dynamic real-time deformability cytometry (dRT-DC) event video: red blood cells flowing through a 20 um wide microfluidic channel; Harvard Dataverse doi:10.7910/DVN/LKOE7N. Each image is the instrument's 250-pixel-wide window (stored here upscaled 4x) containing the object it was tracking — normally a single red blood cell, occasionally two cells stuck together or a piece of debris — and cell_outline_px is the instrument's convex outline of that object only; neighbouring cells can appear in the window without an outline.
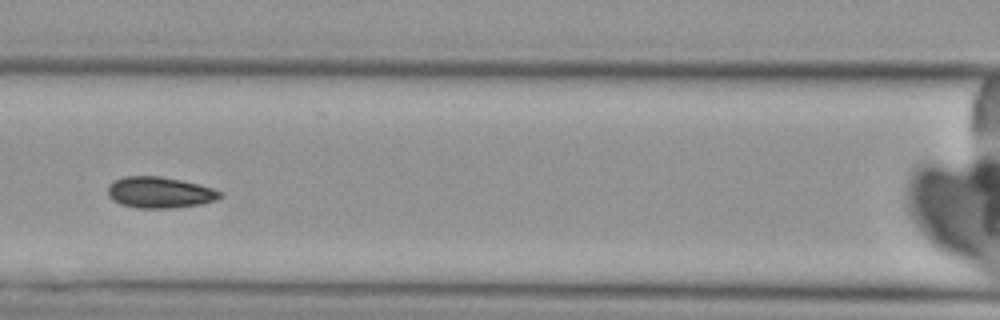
{"species": "Egyptian fruit bat (a non-hibernating species)", "species_latin": "Rousettus aegyptiacus", "temperature_condition": "cold", "stored_images_in_passage": 5, "camera_frame_rate_fps": 3000, "um_per_image_px": 0.085, "animal": {"sex": "female"}, "frame": {"image": 1, "passage_image": 3, "time_ms": 2.333, "image_size_px": [1000, 320], "cell_outline_px": [[224, 196], [216, 200], [200, 204], [172, 208], [136, 208], [120, 204], [112, 200], [108, 196], [108, 184], [112, 180], [124, 176], [160, 176], [200, 184], [224, 192]], "centroid_in_image_um": [13.57, 16.35], "position_along_channel_um": 153.0, "area_um2": 20.69}}
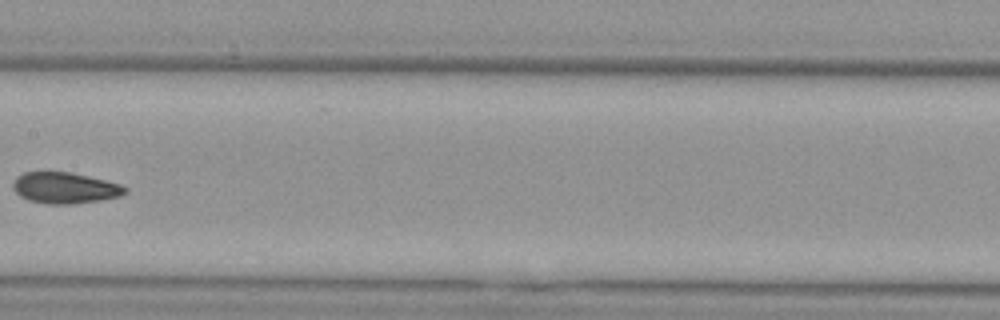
{"frame": {"image": 2, "passage_image": 4, "time_ms": 3.667, "image_size_px": [1000, 320], "cell_outline_px": [[128, 192], [120, 196], [100, 200], [72, 204], [48, 204], [28, 200], [20, 196], [12, 188], [12, 184], [16, 176], [24, 172], [44, 168], [72, 172], [120, 184], [128, 188]], "centroid_in_image_um": [5.45, 15.92], "position_along_channel_um": 201.9, "area_um2": 21.1}}
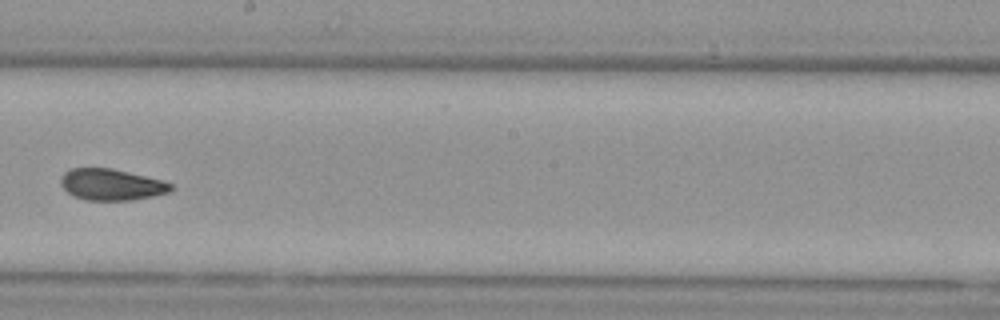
{"frame": {"image": 3, "passage_image": 5, "time_ms": 4.667, "image_size_px": [1000, 320], "cell_outline_px": [[172, 188], [168, 192], [152, 196], [132, 200], [84, 200], [72, 196], [60, 184], [60, 180], [64, 172], [72, 168], [112, 168], [160, 180], [172, 184]], "centroid_in_image_um": [9.41, 15.69], "position_along_channel_um": 238.8, "area_um2": 19.94}}